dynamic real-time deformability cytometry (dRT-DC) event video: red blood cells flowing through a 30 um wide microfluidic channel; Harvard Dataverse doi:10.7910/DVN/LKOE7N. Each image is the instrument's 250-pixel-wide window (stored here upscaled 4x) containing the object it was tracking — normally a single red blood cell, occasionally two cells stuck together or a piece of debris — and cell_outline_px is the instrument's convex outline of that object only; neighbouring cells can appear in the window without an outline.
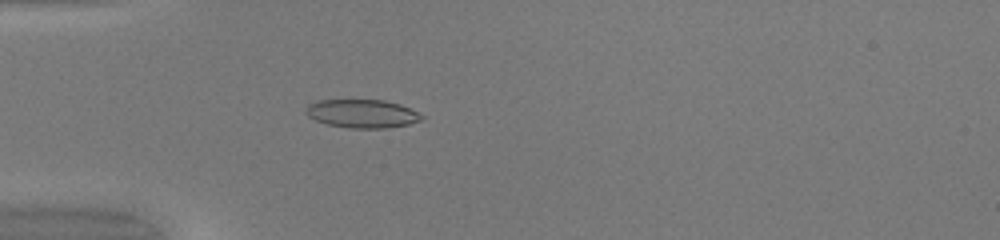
{"species": "common noctule bat (a hibernating species)", "species_latin": "Nyctalus noctula", "temperature_condition": "warm", "stored_images_in_passage": 50, "camera_frame_rate_fps": 3000, "um_per_image_px": 0.085, "animal": {"sex": "female", "body_mass_g": 20.0, "forearm_length_mm": 54.0}, "frame": {"image": 1, "passage_image": 16, "time_ms": 5.0, "image_size_px": [1000, 240], "cell_outline_px": [[424, 116], [420, 120], [408, 124], [384, 128], [348, 128], [328, 124], [316, 120], [308, 116], [304, 112], [304, 108], [308, 104], [316, 100], [384, 100], [400, 104]], "centroid_in_image_um": [30.72, 9.65], "position_along_channel_um": 54.3, "area_um2": 19.07}}
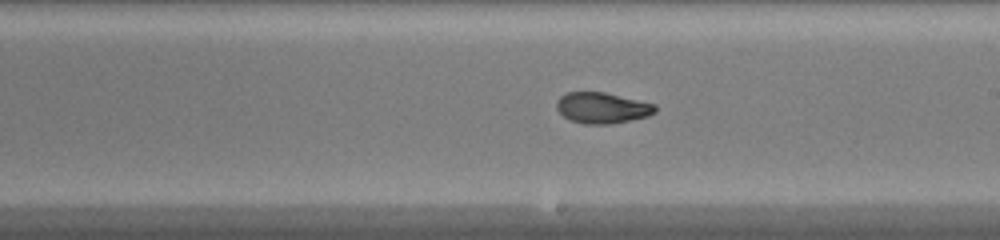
{"frame": {"image": 2, "passage_image": 30, "time_ms": 9.667, "image_size_px": [1000, 240], "cell_outline_px": [[656, 112], [648, 116], [612, 124], [584, 124], [568, 120], [556, 108], [556, 100], [560, 96], [568, 92], [604, 92], [656, 104]], "centroid_in_image_um": [51.17, 9.17], "position_along_channel_um": 237.8, "area_um2": 17.86}}
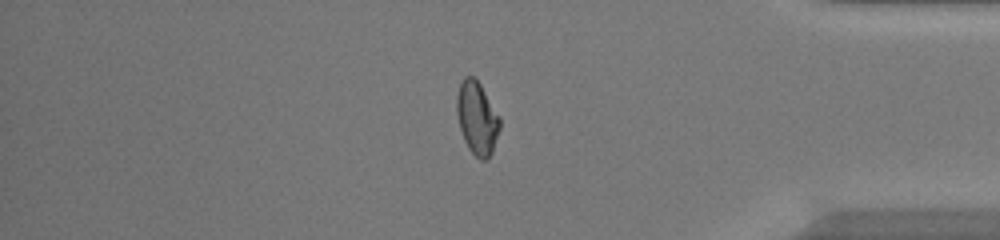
{"frame": {"image": 3, "passage_image": 43, "time_ms": 14.0, "image_size_px": [1000, 240], "cell_outline_px": [[500, 128], [492, 152], [488, 160], [480, 160], [468, 148], [464, 140], [460, 128], [456, 112], [456, 96], [460, 84], [464, 76], [472, 76], [480, 84], [500, 116]], "centroid_in_image_um": [40.55, 10.04], "position_along_channel_um": 394.7, "area_um2": 18.32}, "authors_computed_cell_mechanics": {"area_um2": 18.5249, "velocity_mm_per_s": 4.1759, "shape_relaxation_time_tau1_ms": null, "shape_relaxation_time_tau2_ms": 0.9223, "deformation_change_tau1": null, "deformation_change_tau2": 0.0488}}